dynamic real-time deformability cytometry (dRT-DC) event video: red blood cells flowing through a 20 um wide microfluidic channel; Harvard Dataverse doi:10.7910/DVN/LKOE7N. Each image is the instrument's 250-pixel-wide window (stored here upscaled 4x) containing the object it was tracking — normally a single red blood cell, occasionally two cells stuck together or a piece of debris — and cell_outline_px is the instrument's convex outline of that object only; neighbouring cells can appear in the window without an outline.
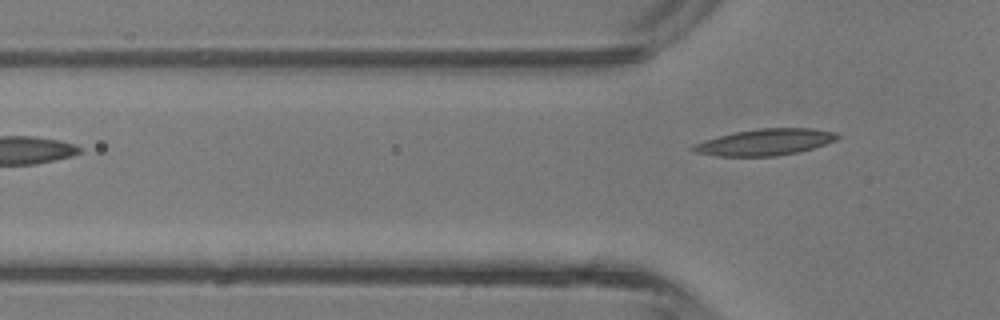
{"species": "common noctule bat (a hibernating species)", "species_latin": "Nyctalus noctula", "temperature_condition": "room temperature", "stored_images_in_passage": 3, "camera_frame_rate_fps": 3000, "um_per_image_px": 0.085, "animal": {"sex": "male", "body_mass_g": 13.3}, "frame": {"image": 1, "passage_image": 3, "time_ms": 2.0, "image_size_px": [1000, 320], "cell_outline_px": [[840, 136], [836, 140], [800, 152], [776, 156], [716, 156], [696, 152], [688, 148], [692, 144], [704, 140], [732, 132], [760, 128], [812, 128], [836, 132]], "centroid_in_image_um": [65.0, 12.08], "position_along_channel_um": 60.8, "area_um2": 22.37}}